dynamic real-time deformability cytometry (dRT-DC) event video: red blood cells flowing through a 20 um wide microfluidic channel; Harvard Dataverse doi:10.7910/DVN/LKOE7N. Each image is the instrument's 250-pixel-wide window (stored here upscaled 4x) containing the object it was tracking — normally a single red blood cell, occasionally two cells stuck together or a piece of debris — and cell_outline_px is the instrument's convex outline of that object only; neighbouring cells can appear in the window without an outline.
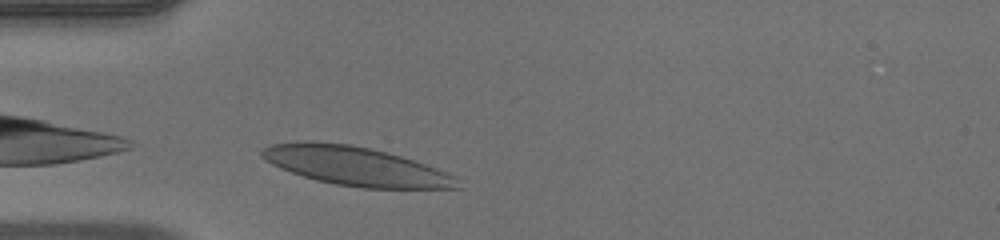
{"species": "human", "species_latin": "Homo sapiens", "temperature_condition": "warm", "stored_images_in_passage": 31, "camera_frame_rate_fps": 3000, "um_per_image_px": 0.085, "donor": {"sex": "male"}, "frame": {"image": 1, "passage_image": 1, "time_ms": 0.0, "image_size_px": [1000, 240], "cell_outline_px": [[464, 188], [360, 188], [336, 184], [316, 180], [280, 168], [264, 160], [260, 156], [260, 152], [268, 144], [312, 140], [348, 144], [368, 148], [400, 156], [436, 168], [452, 176]], "centroid_in_image_um": [30.15, 14.11], "position_along_channel_um": 54.8, "area_um2": 43.93}}
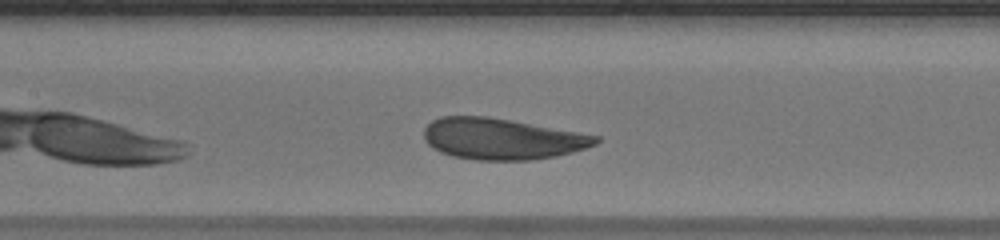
{"frame": {"image": 2, "passage_image": 10, "time_ms": 3.0, "image_size_px": [1000, 240], "cell_outline_px": [[600, 140], [596, 144], [572, 152], [556, 156], [532, 160], [476, 160], [452, 156], [440, 152], [432, 148], [424, 140], [424, 128], [432, 120], [440, 116], [488, 116], [600, 136]], "centroid_in_image_um": [42.63, 11.8], "position_along_channel_um": 164.8, "area_um2": 41.27}}
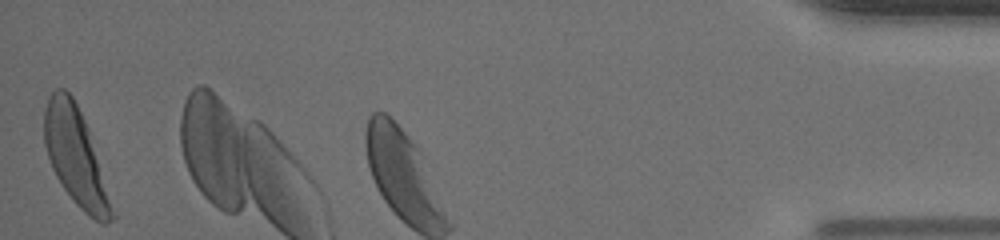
{"frame": {"image": 3, "passage_image": 31, "time_ms": 10.0, "image_size_px": [1000, 240], "cell_outline_px": [[116, 216], [108, 224], [100, 224], [84, 212], [72, 200], [56, 176], [52, 168], [44, 144], [44, 108], [48, 96], [56, 88], [64, 88], [72, 96], [88, 128]], "centroid_in_image_um": [6.42, 13.33], "position_along_channel_um": 428.8, "area_um2": 38.03}, "authors_computed_cell_mechanics": {"area_um2": 41.2692, "velocity_mm_per_s": 3.931, "shape_relaxation_time_tau1_ms": 1.7749, "shape_relaxation_time_tau2_ms": null, "deformation_change_tau1": 0.1075, "deformation_change_tau2": null}}